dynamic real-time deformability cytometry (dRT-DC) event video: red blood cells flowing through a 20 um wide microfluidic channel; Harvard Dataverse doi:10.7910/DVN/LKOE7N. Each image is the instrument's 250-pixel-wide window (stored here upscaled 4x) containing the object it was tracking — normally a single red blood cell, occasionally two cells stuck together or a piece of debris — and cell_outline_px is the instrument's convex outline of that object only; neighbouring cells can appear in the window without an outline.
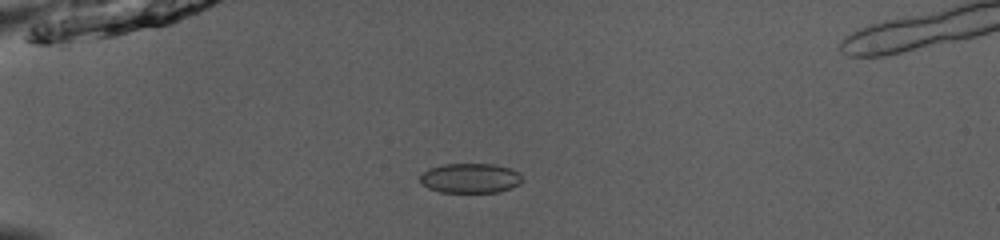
{"species": "common noctule bat (a hibernating species)", "species_latin": "Nyctalus noctula", "temperature_condition": "room temperature", "stored_images_in_passage": 39, "camera_frame_rate_fps": 3000, "um_per_image_px": 0.085, "animal": {"sex": "male", "body_mass_g": 13.0, "forearm_length_mm": 53.1}, "frame": {"image": 1, "passage_image": 2, "time_ms": 0.333, "image_size_px": [1000, 240], "cell_outline_px": [[524, 180], [520, 184], [496, 192], [440, 192], [428, 188], [420, 184], [420, 176], [428, 168], [444, 164], [492, 164], [508, 168], [520, 172]], "centroid_in_image_um": [39.96, 15.14], "position_along_channel_um": 45.0, "area_um2": 17.74}}
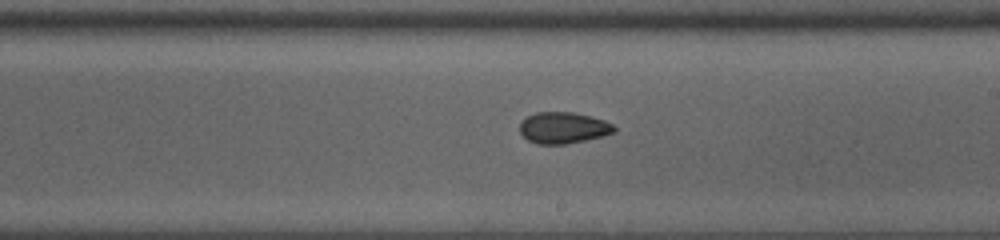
{"frame": {"image": 2, "passage_image": 19, "time_ms": 6.0, "image_size_px": [1000, 240], "cell_outline_px": [[616, 132], [604, 136], [564, 144], [536, 144], [528, 140], [520, 132], [520, 124], [528, 116], [536, 112], [572, 112], [604, 120], [612, 124], [616, 128]], "centroid_in_image_um": [47.89, 10.87], "position_along_channel_um": 241.1, "area_um2": 17.11}}
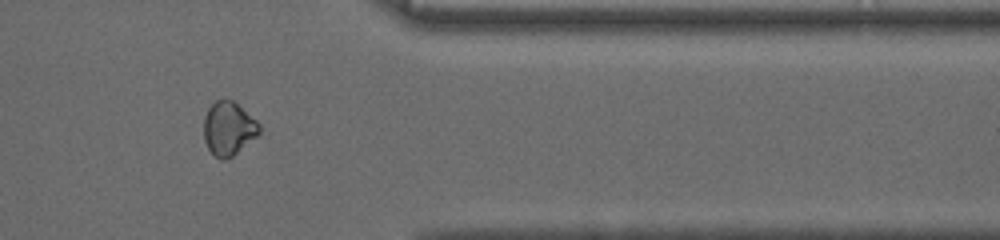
{"frame": {"image": 3, "passage_image": 31, "time_ms": 10.0, "image_size_px": [1000, 240], "cell_outline_px": [[260, 132], [256, 136], [232, 156], [224, 160], [220, 160], [208, 148], [204, 140], [204, 116], [208, 108], [216, 100], [224, 96], [232, 100], [256, 120], [260, 124]], "centroid_in_image_um": [19.4, 10.89], "position_along_channel_um": 392.0, "area_um2": 17.28}, "authors_computed_cell_mechanics": {"area_um2": 17.7446, "velocity_mm_per_s": 3.9706, "shape_relaxation_time_tau1_ms": 7.1762, "shape_relaxation_time_tau2_ms": 1.5703, "deformation_change_tau1": 0.1, "deformation_change_tau2": 0.0494}}